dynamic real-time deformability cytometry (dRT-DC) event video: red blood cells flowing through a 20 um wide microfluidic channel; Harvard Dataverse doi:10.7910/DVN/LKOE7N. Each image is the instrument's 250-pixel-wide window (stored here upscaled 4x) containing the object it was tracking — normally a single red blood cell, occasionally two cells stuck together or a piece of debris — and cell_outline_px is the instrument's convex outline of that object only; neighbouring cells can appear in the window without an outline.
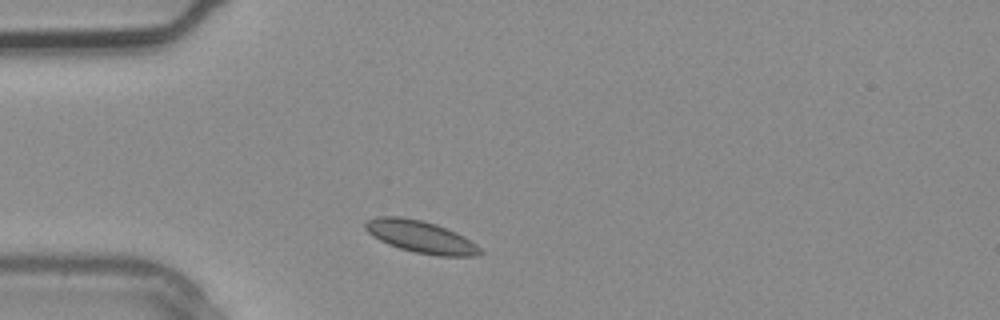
{"species": "common noctule bat (a hibernating species)", "species_latin": "Nyctalus noctula", "temperature_condition": "warm", "stored_images_in_passage": 1, "camera_frame_rate_fps": 3000, "um_per_image_px": 0.085, "animal": {"sex": "male", "body_mass_g": 20.4}, "frame": {"image": 1, "passage_image": 1, "time_ms": 0.0, "image_size_px": [1000, 320], "cell_outline_px": [[484, 252], [480, 256], [436, 256], [416, 252], [400, 248], [388, 244], [372, 236], [364, 228], [364, 220], [376, 216], [400, 216], [424, 220], [436, 224], [456, 232], [464, 236], [476, 244]], "centroid_in_image_um": [35.75, 20.11], "position_along_channel_um": 49.2, "area_um2": 21.79}}